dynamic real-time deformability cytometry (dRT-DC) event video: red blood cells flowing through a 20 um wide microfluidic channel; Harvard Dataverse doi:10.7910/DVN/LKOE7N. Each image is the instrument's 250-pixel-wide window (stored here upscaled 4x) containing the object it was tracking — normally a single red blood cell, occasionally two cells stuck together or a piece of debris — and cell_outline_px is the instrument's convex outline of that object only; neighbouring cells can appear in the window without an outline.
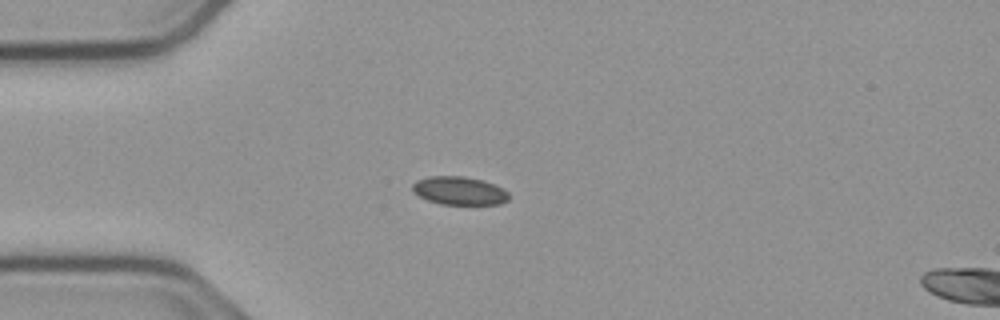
{"species": "common noctule bat (a hibernating species)", "species_latin": "Nyctalus noctula", "temperature_condition": "cold", "stored_images_in_passage": 41, "camera_frame_rate_fps": 3000, "um_per_image_px": 0.085, "animal": {"sex": "male", "body_mass_g": 23.1, "forearm_length_mm": 52.7}, "frame": {"image": 1, "passage_image": 1, "time_ms": 0.0, "image_size_px": [1000, 320], "cell_outline_px": [[508, 200], [500, 204], [440, 204], [428, 200], [412, 192], [412, 184], [416, 180], [428, 176], [464, 176], [484, 180], [496, 184], [504, 188], [508, 192]], "centroid_in_image_um": [39.05, 16.2], "position_along_channel_um": 46.0, "area_um2": 16.07}}
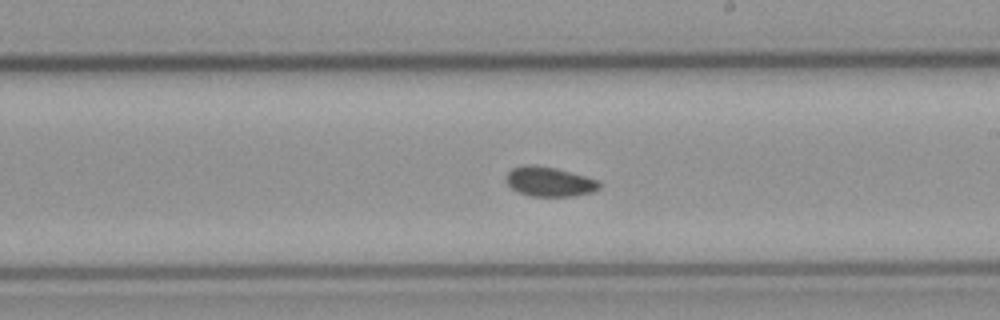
{"frame": {"image": 2, "passage_image": 18, "time_ms": 5.667, "image_size_px": [1000, 320], "cell_outline_px": [[600, 188], [592, 192], [572, 196], [532, 196], [516, 192], [504, 180], [504, 176], [512, 168], [524, 164], [532, 164], [556, 168], [584, 176], [596, 180], [600, 184]], "centroid_in_image_um": [46.63, 15.43], "position_along_channel_um": 242.4, "area_um2": 16.13}}
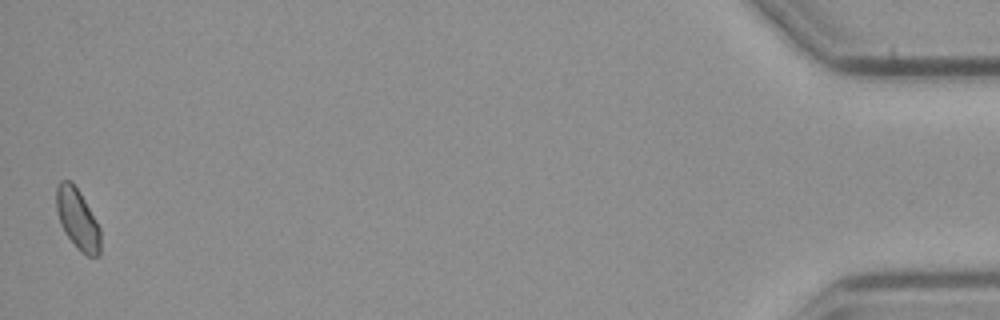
{"frame": {"image": 3, "passage_image": 41, "time_ms": 13.333, "image_size_px": [1000, 320], "cell_outline_px": [[100, 256], [88, 256], [80, 252], [64, 232], [60, 224], [56, 208], [56, 184], [60, 180], [72, 180], [80, 192], [100, 228]], "centroid_in_image_um": [6.57, 18.6], "position_along_channel_um": 428.6, "area_um2": 15.72}}